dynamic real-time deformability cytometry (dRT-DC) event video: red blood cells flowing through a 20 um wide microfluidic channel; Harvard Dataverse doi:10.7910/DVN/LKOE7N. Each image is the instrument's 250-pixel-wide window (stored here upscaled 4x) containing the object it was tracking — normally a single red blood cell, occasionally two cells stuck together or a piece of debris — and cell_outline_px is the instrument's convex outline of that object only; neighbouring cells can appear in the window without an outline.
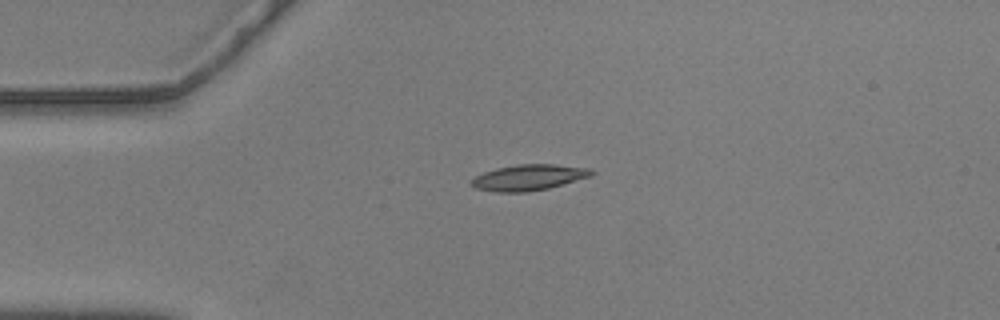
{"species": "common noctule bat (a hibernating species)", "species_latin": "Nyctalus noctula", "temperature_condition": "warm", "stored_images_in_passage": 44, "camera_frame_rate_fps": 3000, "um_per_image_px": 0.085, "animal": {"sex": "male", "body_mass_g": 20.5, "forearm_length_mm": 52.5}, "frame": {"image": 1, "passage_image": 1, "time_ms": 0.0, "image_size_px": [1000, 320], "cell_outline_px": [[596, 172], [592, 176], [548, 188], [528, 192], [496, 192], [476, 188], [468, 184], [468, 180], [484, 172], [496, 168], [520, 164], [556, 164], [592, 168]], "centroid_in_image_um": [44.94, 15.08], "position_along_channel_um": 40.1, "area_um2": 18.32}}
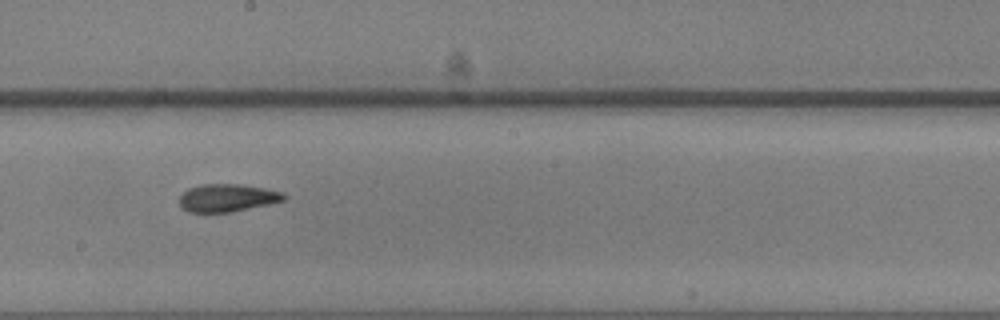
{"frame": {"image": 2, "passage_image": 19, "time_ms": 6.0, "image_size_px": [1000, 320], "cell_outline_px": [[288, 196], [284, 200], [268, 204], [232, 212], [188, 212], [180, 208], [180, 196], [188, 188], [204, 184], [240, 184], [264, 188], [284, 192]], "centroid_in_image_um": [19.32, 16.82], "position_along_channel_um": 228.9, "area_um2": 16.94}}
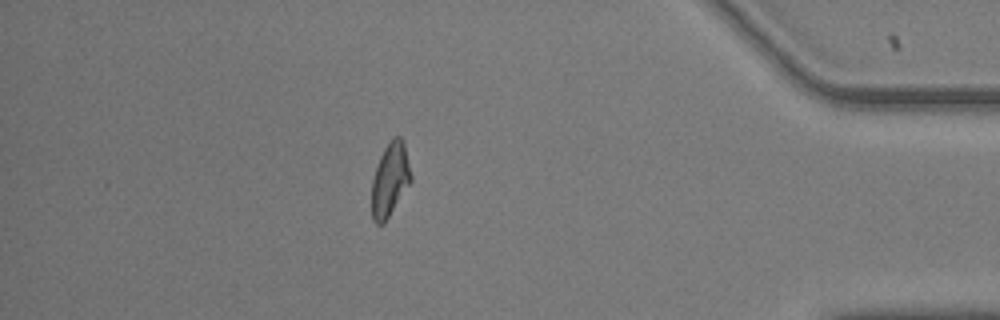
{"frame": {"image": 3, "passage_image": 37, "time_ms": 12.0, "image_size_px": [1000, 320], "cell_outline_px": [[412, 180], [384, 224], [376, 224], [372, 220], [372, 180], [380, 156], [384, 148], [392, 136], [400, 136], [404, 140], [412, 176]], "centroid_in_image_um": [33.16, 15.25], "position_along_channel_um": 402.0, "area_um2": 16.94}, "authors_computed_cell_mechanics": {"area_um2": 16.9932, "velocity_mm_per_s": 3.568, "shape_relaxation_time_tau1_ms": 5.505, "shape_relaxation_time_tau2_ms": 5.393, "deformation_change_tau1": 0.1815, "deformation_change_tau2": 0.1073}}